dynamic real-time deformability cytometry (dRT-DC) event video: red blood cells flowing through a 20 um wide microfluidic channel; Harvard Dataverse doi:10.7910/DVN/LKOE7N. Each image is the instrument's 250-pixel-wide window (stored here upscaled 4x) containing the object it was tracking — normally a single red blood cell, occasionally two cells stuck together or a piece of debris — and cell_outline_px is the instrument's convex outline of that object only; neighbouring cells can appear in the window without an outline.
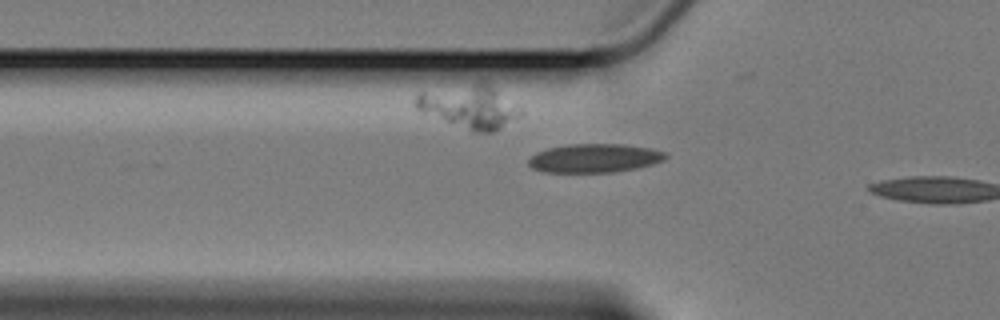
{"species": "Egyptian fruit bat (a non-hibernating species)", "species_latin": "Rousettus aegyptiacus", "temperature_condition": "cold", "stored_images_in_passage": 5, "camera_frame_rate_fps": 3000, "um_per_image_px": 0.085, "animal": {"sex": "female"}, "frame": {"image": 1, "passage_image": 4, "time_ms": 1.0, "image_size_px": [1000, 320], "cell_outline_px": [[668, 156], [664, 160], [652, 164], [636, 168], [612, 172], [544, 172], [532, 168], [528, 164], [528, 160], [536, 152], [548, 148], [568, 144], [624, 144], [652, 148], [668, 152]], "centroid_in_image_um": [50.56, 13.43], "position_along_channel_um": 75.2, "area_um2": 23.06}}